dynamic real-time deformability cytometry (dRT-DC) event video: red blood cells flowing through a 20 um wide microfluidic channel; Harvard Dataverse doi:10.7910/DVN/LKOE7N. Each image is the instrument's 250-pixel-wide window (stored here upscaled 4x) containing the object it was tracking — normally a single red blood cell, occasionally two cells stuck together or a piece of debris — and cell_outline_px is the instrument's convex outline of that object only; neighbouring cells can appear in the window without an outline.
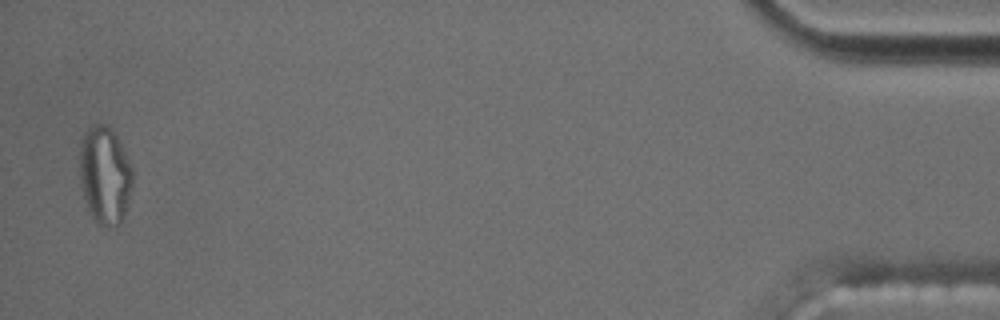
{"species": "common noctule bat (a hibernating species)", "species_latin": "Nyctalus noctula", "temperature_condition": "cold", "stored_images_in_passage": 46, "segment_of_instrument_passage": [2, 2], "camera_frame_rate_fps": 3000, "um_per_image_px": 0.085, "animal": {"sex": "male", "body_mass_g": 17.5, "forearm_length_mm": 52.3}, "frame": {"image": 1, "passage_image": 45, "time_ms": 14.667, "image_size_px": [1000, 320], "cell_outline_px": [[132, 188], [128, 204], [124, 216], [120, 224], [112, 228], [108, 228], [100, 224], [92, 216], [88, 208], [80, 184], [80, 140], [84, 132], [92, 124], [108, 124], [112, 128], [132, 164]], "centroid_in_image_um": [8.93, 14.87], "position_along_channel_um": 426.3, "area_um2": 30.58}}